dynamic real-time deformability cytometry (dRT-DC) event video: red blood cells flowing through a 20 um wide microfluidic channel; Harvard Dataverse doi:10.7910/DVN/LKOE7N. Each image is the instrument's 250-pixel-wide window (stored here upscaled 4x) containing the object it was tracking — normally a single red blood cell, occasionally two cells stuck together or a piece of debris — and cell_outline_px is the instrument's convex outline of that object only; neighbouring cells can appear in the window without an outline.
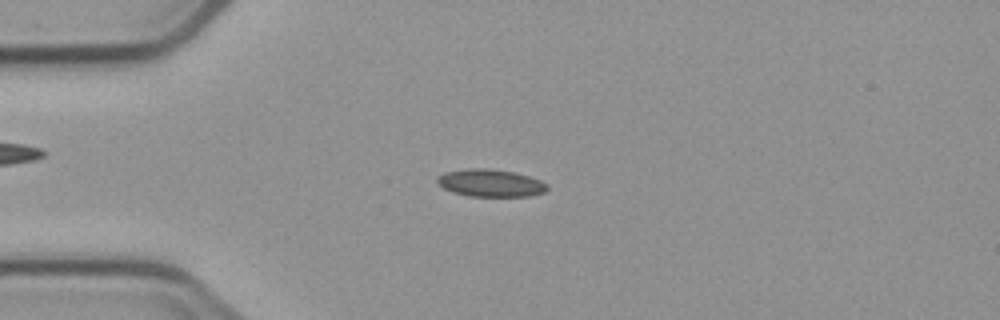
{"species": "common noctule bat (a hibernating species)", "species_latin": "Nyctalus noctula", "temperature_condition": "cold", "stored_images_in_passage": 3, "camera_frame_rate_fps": 3000, "um_per_image_px": 0.085, "animal": {"sex": "male", "body_mass_g": 23.1, "forearm_length_mm": 52.7}, "frame": {"image": 1, "passage_image": 3, "time_ms": 2.333, "image_size_px": [1000, 320], "cell_outline_px": [[548, 188], [544, 192], [532, 196], [468, 196], [452, 192], [444, 188], [436, 180], [444, 172], [468, 168], [484, 168], [512, 172], [528, 176], [540, 180], [548, 184]], "centroid_in_image_um": [41.71, 15.56], "position_along_channel_um": 43.3, "area_um2": 17.46}}